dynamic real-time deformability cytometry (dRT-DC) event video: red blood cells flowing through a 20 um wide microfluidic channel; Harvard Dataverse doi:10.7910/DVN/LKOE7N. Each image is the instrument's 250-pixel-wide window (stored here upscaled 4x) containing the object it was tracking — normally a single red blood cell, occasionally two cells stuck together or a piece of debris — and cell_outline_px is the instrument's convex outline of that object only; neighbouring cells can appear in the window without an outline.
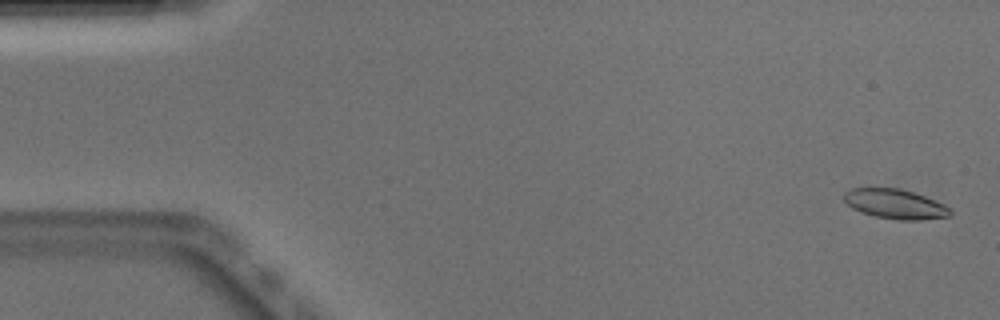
{"species": "Egyptian fruit bat (a non-hibernating species)", "species_latin": "Rousettus aegyptiacus", "temperature_condition": "warm", "stored_images_in_passage": 52, "camera_frame_rate_fps": 3000, "um_per_image_px": 0.085, "animal": {"sex": "male"}, "frame": {"image": 1, "passage_image": 2, "time_ms": 0.333, "image_size_px": [1000, 320], "cell_outline_px": [[952, 212], [948, 216], [920, 220], [900, 220], [876, 216], [860, 212], [852, 208], [844, 200], [844, 192], [852, 188], [900, 188], [924, 196], [944, 204]], "centroid_in_image_um": [76.06, 17.33], "position_along_channel_um": 8.9, "area_um2": 18.15}}
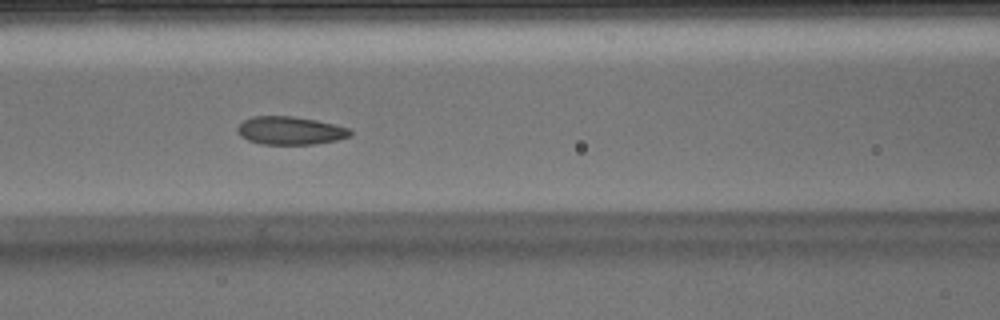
{"frame": {"image": 2, "passage_image": 22, "time_ms": 7.0, "image_size_px": [1000, 320], "cell_outline_px": [[352, 136], [336, 140], [312, 144], [264, 144], [248, 140], [240, 136], [236, 132], [236, 128], [244, 120], [252, 116], [292, 116], [316, 120], [348, 128], [352, 132]], "centroid_in_image_um": [24.64, 11.1], "position_along_channel_um": 142.0, "area_um2": 18.38}}
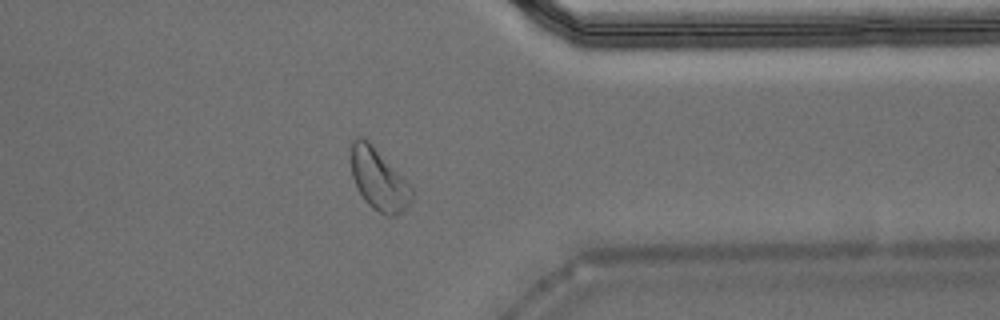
{"frame": {"image": 3, "passage_image": 41, "time_ms": 13.333, "image_size_px": [1000, 320], "cell_outline_px": [[412, 200], [400, 212], [392, 216], [388, 216], [372, 208], [364, 200], [356, 188], [352, 176], [352, 140], [356, 136], [364, 136], [372, 144], [412, 188]], "centroid_in_image_um": [32.15, 15.24], "position_along_channel_um": 379.2, "area_um2": 21.33}, "authors_computed_cell_mechanics": {"area_um2": 18.9295, "velocity_mm_per_s": 3.8936, "shape_relaxation_time_tau1_ms": 6.2596, "shape_relaxation_time_tau2_ms": 1.744, "deformation_change_tau1": 0.1323, "deformation_change_tau2": 0.0766}}